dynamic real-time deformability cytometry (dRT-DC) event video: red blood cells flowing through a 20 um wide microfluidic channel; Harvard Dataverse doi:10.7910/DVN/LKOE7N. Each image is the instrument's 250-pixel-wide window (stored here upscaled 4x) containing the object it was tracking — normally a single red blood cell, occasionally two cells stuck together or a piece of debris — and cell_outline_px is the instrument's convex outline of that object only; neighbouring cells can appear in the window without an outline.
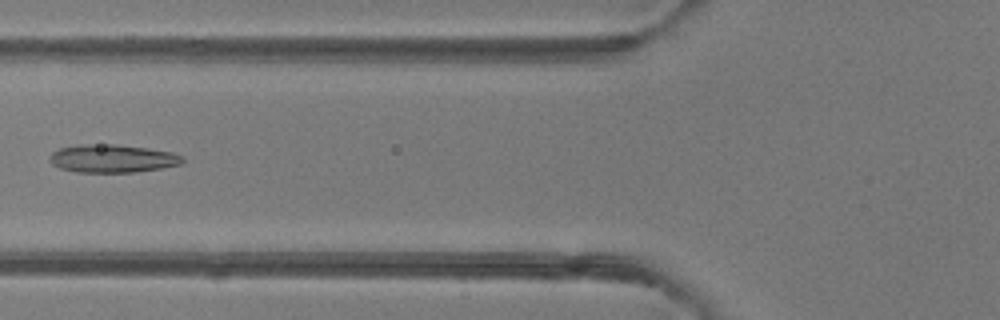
{"species": "common noctule bat (a hibernating species)", "species_latin": "Nyctalus noctula", "temperature_condition": "room temperature", "stored_images_in_passage": 2, "camera_frame_rate_fps": 3000, "um_per_image_px": 0.085, "animal": {"sex": "female"}, "frame": {"image": 1, "passage_image": 2, "time_ms": 1.0, "image_size_px": [1000, 320], "cell_outline_px": [[184, 160], [180, 164], [160, 168], [136, 172], [76, 172], [60, 168], [52, 164], [48, 160], [48, 156], [52, 152], [60, 148], [80, 144], [116, 144], [148, 148], [172, 152], [184, 156]], "centroid_in_image_um": [9.53, 13.47], "position_along_channel_um": 116.3, "area_um2": 21.85}}